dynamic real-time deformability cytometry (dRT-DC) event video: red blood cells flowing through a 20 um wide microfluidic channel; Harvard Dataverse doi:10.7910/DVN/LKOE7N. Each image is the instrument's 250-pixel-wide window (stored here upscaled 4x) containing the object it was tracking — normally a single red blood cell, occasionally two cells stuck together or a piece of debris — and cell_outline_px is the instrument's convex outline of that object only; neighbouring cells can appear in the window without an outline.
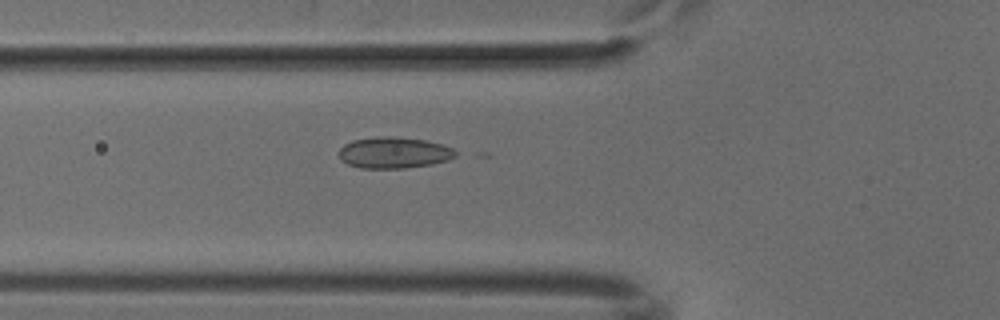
{"species": "common noctule bat (a hibernating species)", "species_latin": "Nyctalus noctula", "temperature_condition": "cold", "stored_images_in_passage": 41, "camera_frame_rate_fps": 3000, "um_per_image_px": 0.085, "animal": {"sex": "male", "body_mass_g": 18.8}, "frame": {"image": 1, "passage_image": 8, "time_ms": 2.333, "image_size_px": [1000, 320], "cell_outline_px": [[460, 152], [456, 156], [448, 160], [432, 164], [404, 168], [360, 168], [348, 164], [340, 160], [336, 152], [344, 144], [352, 140], [380, 136], [396, 136], [424, 140], [444, 144]], "centroid_in_image_um": [33.48, 12.97], "position_along_channel_um": 92.3, "area_um2": 21.62}}
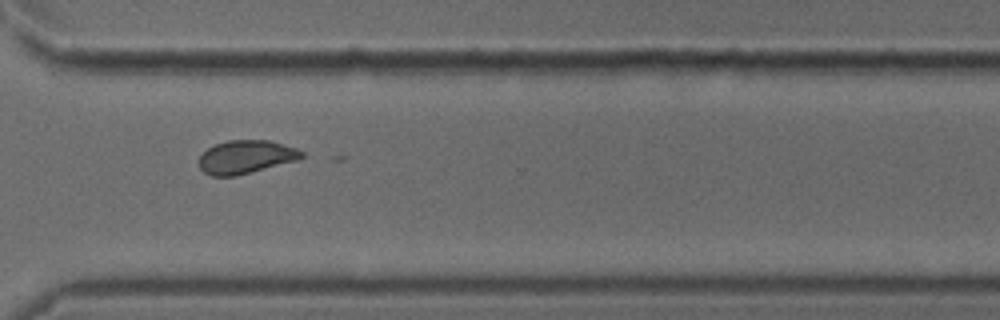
{"frame": {"image": 2, "passage_image": 28, "time_ms": 9.0, "image_size_px": [1000, 320], "cell_outline_px": [[304, 156], [300, 160], [236, 176], [212, 176], [204, 172], [200, 168], [200, 156], [208, 148], [216, 144], [228, 140], [272, 140], [296, 148], [304, 152]], "centroid_in_image_um": [20.95, 13.34], "position_along_channel_um": 349.6, "area_um2": 20.06}}
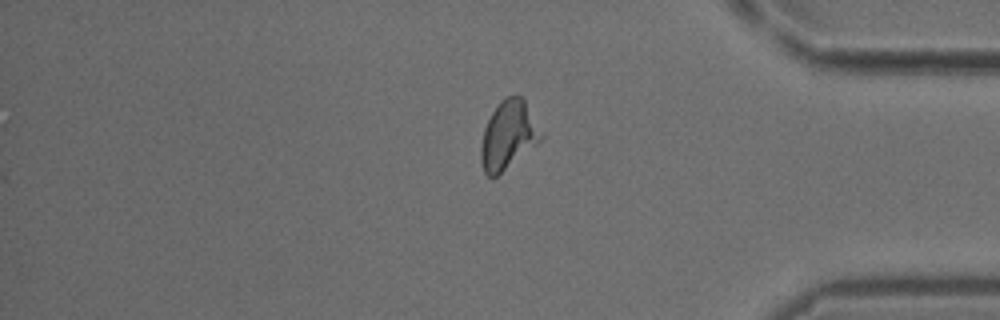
{"frame": {"image": 3, "passage_image": 33, "time_ms": 10.667, "image_size_px": [1000, 320], "cell_outline_px": [[544, 136], [540, 140], [496, 176], [488, 176], [484, 172], [480, 160], [480, 144], [484, 128], [492, 112], [500, 100], [508, 96], [524, 96]], "centroid_in_image_um": [43.19, 11.44], "position_along_channel_um": 392.0, "area_um2": 23.7}}